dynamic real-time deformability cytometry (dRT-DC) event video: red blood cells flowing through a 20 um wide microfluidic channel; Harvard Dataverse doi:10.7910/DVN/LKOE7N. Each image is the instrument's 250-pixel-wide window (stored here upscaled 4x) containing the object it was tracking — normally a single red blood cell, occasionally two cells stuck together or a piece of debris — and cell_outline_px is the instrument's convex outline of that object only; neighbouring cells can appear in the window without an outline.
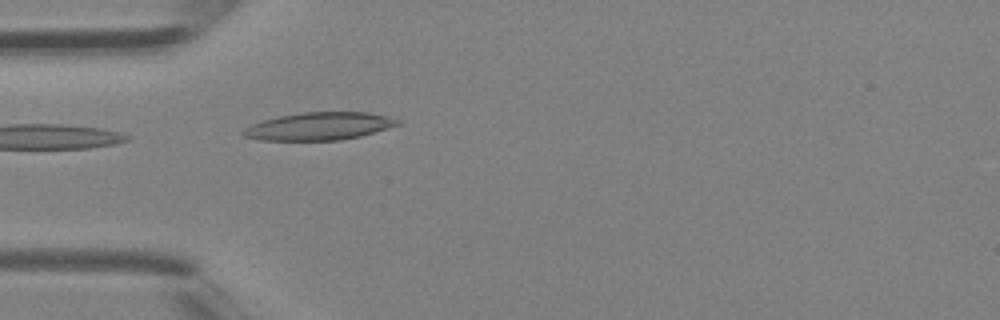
{"species": "Egyptian fruit bat (a non-hibernating species)", "species_latin": "Rousettus aegyptiacus", "temperature_condition": "room temperature", "stored_images_in_passage": 1, "camera_frame_rate_fps": 3000, "um_per_image_px": 0.085, "animal": {"sex": "female"}, "frame": {"image": 1, "passage_image": 1, "time_ms": 0.0, "image_size_px": [1000, 320], "cell_outline_px": [[400, 124], [360, 136], [340, 140], [260, 140], [244, 136], [240, 132], [252, 124], [276, 116], [304, 112], [368, 112], [388, 116], [400, 120]], "centroid_in_image_um": [27.12, 10.72], "position_along_channel_um": 57.9, "area_um2": 24.8}}